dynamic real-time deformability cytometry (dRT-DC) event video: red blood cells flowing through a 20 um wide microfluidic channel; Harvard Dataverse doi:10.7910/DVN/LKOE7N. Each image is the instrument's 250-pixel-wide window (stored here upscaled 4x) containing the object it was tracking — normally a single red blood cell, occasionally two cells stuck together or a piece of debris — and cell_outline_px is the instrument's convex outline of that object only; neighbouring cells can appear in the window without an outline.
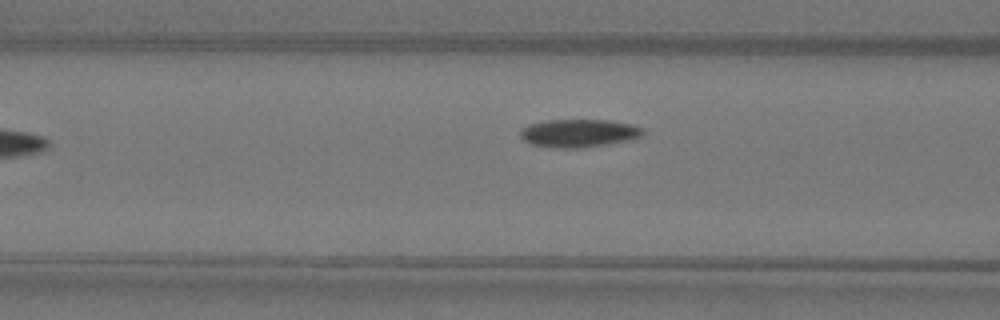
{"species": "Egyptian fruit bat (a non-hibernating species)", "species_latin": "Rousettus aegyptiacus", "temperature_condition": "warm", "stored_images_in_passage": 5, "camera_frame_rate_fps": 3000, "um_per_image_px": 0.085, "animal": {"sex": "female"}, "frame": {"image": 1, "passage_image": 4, "time_ms": 1.0, "image_size_px": [1000, 320], "cell_outline_px": [[644, 136], [632, 140], [584, 148], [552, 148], [532, 144], [524, 140], [520, 136], [520, 128], [528, 124], [548, 120], [608, 120], [632, 124], [644, 128]], "centroid_in_image_um": [49.23, 11.32], "position_along_channel_um": 117.4, "area_um2": 20.4}}
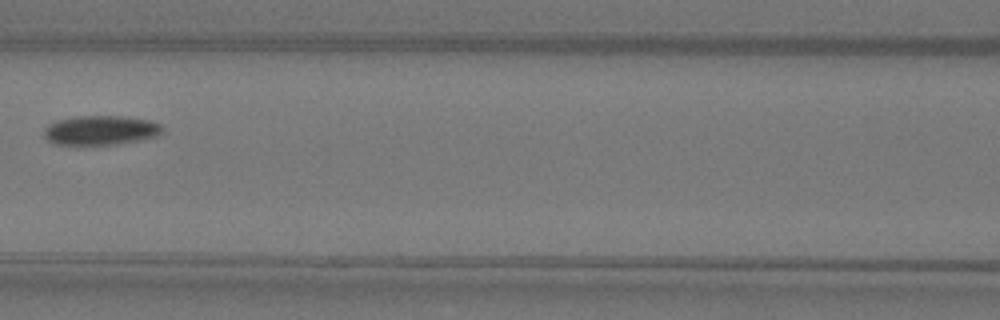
{"frame": {"image": 2, "passage_image": 5, "time_ms": 1.333, "image_size_px": [1000, 320], "cell_outline_px": [[164, 128], [156, 136], [116, 144], [56, 144], [48, 140], [44, 136], [44, 128], [48, 124], [56, 120], [76, 116], [128, 116], [152, 120], [160, 124]], "centroid_in_image_um": [8.55, 11.05], "position_along_channel_um": 158.1, "area_um2": 20.23}}